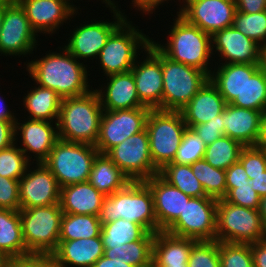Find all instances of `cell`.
Returning <instances> with one entry per match:
<instances>
[{
	"instance_id": "obj_1",
	"label": "cell",
	"mask_w": 266,
	"mask_h": 267,
	"mask_svg": "<svg viewBox=\"0 0 266 267\" xmlns=\"http://www.w3.org/2000/svg\"><path fill=\"white\" fill-rule=\"evenodd\" d=\"M58 48L59 52L49 50L39 59L24 62L27 75L32 82L54 90L62 99L88 93L94 88L88 79L90 67L77 60L64 46Z\"/></svg>"
},
{
	"instance_id": "obj_2",
	"label": "cell",
	"mask_w": 266,
	"mask_h": 267,
	"mask_svg": "<svg viewBox=\"0 0 266 267\" xmlns=\"http://www.w3.org/2000/svg\"><path fill=\"white\" fill-rule=\"evenodd\" d=\"M173 17L166 43L151 39L152 43L171 60L202 70L210 76L214 68L211 35L188 23L178 13Z\"/></svg>"
},
{
	"instance_id": "obj_3",
	"label": "cell",
	"mask_w": 266,
	"mask_h": 267,
	"mask_svg": "<svg viewBox=\"0 0 266 267\" xmlns=\"http://www.w3.org/2000/svg\"><path fill=\"white\" fill-rule=\"evenodd\" d=\"M103 111L94 88L81 96L63 98L57 120L59 139L95 145Z\"/></svg>"
},
{
	"instance_id": "obj_4",
	"label": "cell",
	"mask_w": 266,
	"mask_h": 267,
	"mask_svg": "<svg viewBox=\"0 0 266 267\" xmlns=\"http://www.w3.org/2000/svg\"><path fill=\"white\" fill-rule=\"evenodd\" d=\"M101 223L125 219L157 233V218L151 189L144 181H132L124 189L106 196L99 214Z\"/></svg>"
},
{
	"instance_id": "obj_5",
	"label": "cell",
	"mask_w": 266,
	"mask_h": 267,
	"mask_svg": "<svg viewBox=\"0 0 266 267\" xmlns=\"http://www.w3.org/2000/svg\"><path fill=\"white\" fill-rule=\"evenodd\" d=\"M129 20L126 19L110 35L100 51L97 61L103 76L131 71L136 59L151 42L152 37L143 33L142 29L139 30L138 26Z\"/></svg>"
},
{
	"instance_id": "obj_6",
	"label": "cell",
	"mask_w": 266,
	"mask_h": 267,
	"mask_svg": "<svg viewBox=\"0 0 266 267\" xmlns=\"http://www.w3.org/2000/svg\"><path fill=\"white\" fill-rule=\"evenodd\" d=\"M95 145L59 139L44 165L55 176L60 188L88 181L96 156Z\"/></svg>"
},
{
	"instance_id": "obj_7",
	"label": "cell",
	"mask_w": 266,
	"mask_h": 267,
	"mask_svg": "<svg viewBox=\"0 0 266 267\" xmlns=\"http://www.w3.org/2000/svg\"><path fill=\"white\" fill-rule=\"evenodd\" d=\"M180 111L151 110L146 121L154 167L160 171L172 163L187 129Z\"/></svg>"
},
{
	"instance_id": "obj_8",
	"label": "cell",
	"mask_w": 266,
	"mask_h": 267,
	"mask_svg": "<svg viewBox=\"0 0 266 267\" xmlns=\"http://www.w3.org/2000/svg\"><path fill=\"white\" fill-rule=\"evenodd\" d=\"M20 221L26 249L30 253L52 254L59 245L60 203L20 209Z\"/></svg>"
},
{
	"instance_id": "obj_9",
	"label": "cell",
	"mask_w": 266,
	"mask_h": 267,
	"mask_svg": "<svg viewBox=\"0 0 266 267\" xmlns=\"http://www.w3.org/2000/svg\"><path fill=\"white\" fill-rule=\"evenodd\" d=\"M266 237L259 209L217 201L216 236L218 242L254 243Z\"/></svg>"
},
{
	"instance_id": "obj_10",
	"label": "cell",
	"mask_w": 266,
	"mask_h": 267,
	"mask_svg": "<svg viewBox=\"0 0 266 267\" xmlns=\"http://www.w3.org/2000/svg\"><path fill=\"white\" fill-rule=\"evenodd\" d=\"M163 111H180L209 80L199 69L175 62L162 53Z\"/></svg>"
},
{
	"instance_id": "obj_11",
	"label": "cell",
	"mask_w": 266,
	"mask_h": 267,
	"mask_svg": "<svg viewBox=\"0 0 266 267\" xmlns=\"http://www.w3.org/2000/svg\"><path fill=\"white\" fill-rule=\"evenodd\" d=\"M113 13L112 20L109 19L103 21L93 19L91 22L85 21L82 25L73 28L74 31H71L66 39V44L64 47L72 54L77 60H83V63H86L87 60L90 62V59H98L101 49L106 45V42L110 35L127 19L129 18L124 10L114 9L111 10ZM90 22V23H89ZM86 61V62H85Z\"/></svg>"
},
{
	"instance_id": "obj_12",
	"label": "cell",
	"mask_w": 266,
	"mask_h": 267,
	"mask_svg": "<svg viewBox=\"0 0 266 267\" xmlns=\"http://www.w3.org/2000/svg\"><path fill=\"white\" fill-rule=\"evenodd\" d=\"M217 201L208 196L191 197L183 212L165 231L197 241L215 240Z\"/></svg>"
},
{
	"instance_id": "obj_13",
	"label": "cell",
	"mask_w": 266,
	"mask_h": 267,
	"mask_svg": "<svg viewBox=\"0 0 266 267\" xmlns=\"http://www.w3.org/2000/svg\"><path fill=\"white\" fill-rule=\"evenodd\" d=\"M38 36L18 1L6 5L0 30V56L29 58L27 55H34L33 51L40 45Z\"/></svg>"
},
{
	"instance_id": "obj_14",
	"label": "cell",
	"mask_w": 266,
	"mask_h": 267,
	"mask_svg": "<svg viewBox=\"0 0 266 267\" xmlns=\"http://www.w3.org/2000/svg\"><path fill=\"white\" fill-rule=\"evenodd\" d=\"M107 156L132 181H145L159 171L154 167L146 128L111 148Z\"/></svg>"
},
{
	"instance_id": "obj_15",
	"label": "cell",
	"mask_w": 266,
	"mask_h": 267,
	"mask_svg": "<svg viewBox=\"0 0 266 267\" xmlns=\"http://www.w3.org/2000/svg\"><path fill=\"white\" fill-rule=\"evenodd\" d=\"M148 107L135 109L104 110L96 149L101 154H106L111 148L120 144L131 135L137 134L146 128L149 112Z\"/></svg>"
},
{
	"instance_id": "obj_16",
	"label": "cell",
	"mask_w": 266,
	"mask_h": 267,
	"mask_svg": "<svg viewBox=\"0 0 266 267\" xmlns=\"http://www.w3.org/2000/svg\"><path fill=\"white\" fill-rule=\"evenodd\" d=\"M144 54L146 58L138 57L131 69L138 98L145 107L162 110V52L151 41Z\"/></svg>"
},
{
	"instance_id": "obj_17",
	"label": "cell",
	"mask_w": 266,
	"mask_h": 267,
	"mask_svg": "<svg viewBox=\"0 0 266 267\" xmlns=\"http://www.w3.org/2000/svg\"><path fill=\"white\" fill-rule=\"evenodd\" d=\"M235 0H185L178 13L211 36L233 25Z\"/></svg>"
},
{
	"instance_id": "obj_18",
	"label": "cell",
	"mask_w": 266,
	"mask_h": 267,
	"mask_svg": "<svg viewBox=\"0 0 266 267\" xmlns=\"http://www.w3.org/2000/svg\"><path fill=\"white\" fill-rule=\"evenodd\" d=\"M14 136L31 163H43L59 140L57 122L17 118Z\"/></svg>"
},
{
	"instance_id": "obj_19",
	"label": "cell",
	"mask_w": 266,
	"mask_h": 267,
	"mask_svg": "<svg viewBox=\"0 0 266 267\" xmlns=\"http://www.w3.org/2000/svg\"><path fill=\"white\" fill-rule=\"evenodd\" d=\"M33 166V167H32ZM20 209L53 205L60 202V187L44 163H31L19 180Z\"/></svg>"
},
{
	"instance_id": "obj_20",
	"label": "cell",
	"mask_w": 266,
	"mask_h": 267,
	"mask_svg": "<svg viewBox=\"0 0 266 267\" xmlns=\"http://www.w3.org/2000/svg\"><path fill=\"white\" fill-rule=\"evenodd\" d=\"M211 42L213 58L220 57L216 64H260L262 47L233 26L215 32Z\"/></svg>"
},
{
	"instance_id": "obj_21",
	"label": "cell",
	"mask_w": 266,
	"mask_h": 267,
	"mask_svg": "<svg viewBox=\"0 0 266 267\" xmlns=\"http://www.w3.org/2000/svg\"><path fill=\"white\" fill-rule=\"evenodd\" d=\"M25 9L32 29L36 34L52 37L75 13L64 0H17Z\"/></svg>"
},
{
	"instance_id": "obj_22",
	"label": "cell",
	"mask_w": 266,
	"mask_h": 267,
	"mask_svg": "<svg viewBox=\"0 0 266 267\" xmlns=\"http://www.w3.org/2000/svg\"><path fill=\"white\" fill-rule=\"evenodd\" d=\"M144 182L153 195L157 232L165 231L183 212L191 197L171 185L159 173Z\"/></svg>"
},
{
	"instance_id": "obj_23",
	"label": "cell",
	"mask_w": 266,
	"mask_h": 267,
	"mask_svg": "<svg viewBox=\"0 0 266 267\" xmlns=\"http://www.w3.org/2000/svg\"><path fill=\"white\" fill-rule=\"evenodd\" d=\"M262 111L227 104L223 111L224 135L241 145L257 146L262 132Z\"/></svg>"
},
{
	"instance_id": "obj_24",
	"label": "cell",
	"mask_w": 266,
	"mask_h": 267,
	"mask_svg": "<svg viewBox=\"0 0 266 267\" xmlns=\"http://www.w3.org/2000/svg\"><path fill=\"white\" fill-rule=\"evenodd\" d=\"M105 78L107 82L102 81L100 89L95 88L103 110L115 111L145 107L138 98L131 71L108 75ZM103 82L106 83L103 84Z\"/></svg>"
},
{
	"instance_id": "obj_25",
	"label": "cell",
	"mask_w": 266,
	"mask_h": 267,
	"mask_svg": "<svg viewBox=\"0 0 266 267\" xmlns=\"http://www.w3.org/2000/svg\"><path fill=\"white\" fill-rule=\"evenodd\" d=\"M57 267H92L104 255L101 237L59 240L52 253Z\"/></svg>"
},
{
	"instance_id": "obj_26",
	"label": "cell",
	"mask_w": 266,
	"mask_h": 267,
	"mask_svg": "<svg viewBox=\"0 0 266 267\" xmlns=\"http://www.w3.org/2000/svg\"><path fill=\"white\" fill-rule=\"evenodd\" d=\"M226 105L225 99L209 79L180 112L189 128L192 125L207 123L222 114Z\"/></svg>"
},
{
	"instance_id": "obj_27",
	"label": "cell",
	"mask_w": 266,
	"mask_h": 267,
	"mask_svg": "<svg viewBox=\"0 0 266 267\" xmlns=\"http://www.w3.org/2000/svg\"><path fill=\"white\" fill-rule=\"evenodd\" d=\"M106 196L89 181L60 188V207L63 213L99 216Z\"/></svg>"
},
{
	"instance_id": "obj_28",
	"label": "cell",
	"mask_w": 266,
	"mask_h": 267,
	"mask_svg": "<svg viewBox=\"0 0 266 267\" xmlns=\"http://www.w3.org/2000/svg\"><path fill=\"white\" fill-rule=\"evenodd\" d=\"M196 241L158 231L153 241L152 266H188L191 247Z\"/></svg>"
},
{
	"instance_id": "obj_29",
	"label": "cell",
	"mask_w": 266,
	"mask_h": 267,
	"mask_svg": "<svg viewBox=\"0 0 266 267\" xmlns=\"http://www.w3.org/2000/svg\"><path fill=\"white\" fill-rule=\"evenodd\" d=\"M30 91L23 96L22 102L28 119L57 122L62 98L49 88L31 83ZM36 85V86H35Z\"/></svg>"
},
{
	"instance_id": "obj_30",
	"label": "cell",
	"mask_w": 266,
	"mask_h": 267,
	"mask_svg": "<svg viewBox=\"0 0 266 267\" xmlns=\"http://www.w3.org/2000/svg\"><path fill=\"white\" fill-rule=\"evenodd\" d=\"M231 105L263 113L266 111V78L259 64H245L242 92Z\"/></svg>"
},
{
	"instance_id": "obj_31",
	"label": "cell",
	"mask_w": 266,
	"mask_h": 267,
	"mask_svg": "<svg viewBox=\"0 0 266 267\" xmlns=\"http://www.w3.org/2000/svg\"><path fill=\"white\" fill-rule=\"evenodd\" d=\"M88 181L104 196L124 189L131 182L107 154L101 153L94 160Z\"/></svg>"
},
{
	"instance_id": "obj_32",
	"label": "cell",
	"mask_w": 266,
	"mask_h": 267,
	"mask_svg": "<svg viewBox=\"0 0 266 267\" xmlns=\"http://www.w3.org/2000/svg\"><path fill=\"white\" fill-rule=\"evenodd\" d=\"M0 249L12 258L31 254L24 242L19 211L0 209Z\"/></svg>"
},
{
	"instance_id": "obj_33",
	"label": "cell",
	"mask_w": 266,
	"mask_h": 267,
	"mask_svg": "<svg viewBox=\"0 0 266 267\" xmlns=\"http://www.w3.org/2000/svg\"><path fill=\"white\" fill-rule=\"evenodd\" d=\"M155 233L147 232L140 240L111 249H104V256L123 260L134 267H152Z\"/></svg>"
},
{
	"instance_id": "obj_34",
	"label": "cell",
	"mask_w": 266,
	"mask_h": 267,
	"mask_svg": "<svg viewBox=\"0 0 266 267\" xmlns=\"http://www.w3.org/2000/svg\"><path fill=\"white\" fill-rule=\"evenodd\" d=\"M214 67L209 79L217 87L226 103L231 104L242 92L245 64H215Z\"/></svg>"
},
{
	"instance_id": "obj_35",
	"label": "cell",
	"mask_w": 266,
	"mask_h": 267,
	"mask_svg": "<svg viewBox=\"0 0 266 267\" xmlns=\"http://www.w3.org/2000/svg\"><path fill=\"white\" fill-rule=\"evenodd\" d=\"M99 216L63 213L59 240H77L100 236Z\"/></svg>"
},
{
	"instance_id": "obj_36",
	"label": "cell",
	"mask_w": 266,
	"mask_h": 267,
	"mask_svg": "<svg viewBox=\"0 0 266 267\" xmlns=\"http://www.w3.org/2000/svg\"><path fill=\"white\" fill-rule=\"evenodd\" d=\"M147 231L139 224L125 219L102 224L100 237L104 249H111L140 240Z\"/></svg>"
},
{
	"instance_id": "obj_37",
	"label": "cell",
	"mask_w": 266,
	"mask_h": 267,
	"mask_svg": "<svg viewBox=\"0 0 266 267\" xmlns=\"http://www.w3.org/2000/svg\"><path fill=\"white\" fill-rule=\"evenodd\" d=\"M159 174L190 197L207 196L202 184L193 174L190 165L169 163L159 171Z\"/></svg>"
},
{
	"instance_id": "obj_38",
	"label": "cell",
	"mask_w": 266,
	"mask_h": 267,
	"mask_svg": "<svg viewBox=\"0 0 266 267\" xmlns=\"http://www.w3.org/2000/svg\"><path fill=\"white\" fill-rule=\"evenodd\" d=\"M243 147L238 141L223 135L206 145L203 159L215 168L226 170L239 160Z\"/></svg>"
},
{
	"instance_id": "obj_39",
	"label": "cell",
	"mask_w": 266,
	"mask_h": 267,
	"mask_svg": "<svg viewBox=\"0 0 266 267\" xmlns=\"http://www.w3.org/2000/svg\"><path fill=\"white\" fill-rule=\"evenodd\" d=\"M193 174L202 184L208 197L216 200L223 199L226 195L225 170L211 166L204 159H200L191 165Z\"/></svg>"
},
{
	"instance_id": "obj_40",
	"label": "cell",
	"mask_w": 266,
	"mask_h": 267,
	"mask_svg": "<svg viewBox=\"0 0 266 267\" xmlns=\"http://www.w3.org/2000/svg\"><path fill=\"white\" fill-rule=\"evenodd\" d=\"M232 26L261 47L266 46V10L252 14L236 11Z\"/></svg>"
},
{
	"instance_id": "obj_41",
	"label": "cell",
	"mask_w": 266,
	"mask_h": 267,
	"mask_svg": "<svg viewBox=\"0 0 266 267\" xmlns=\"http://www.w3.org/2000/svg\"><path fill=\"white\" fill-rule=\"evenodd\" d=\"M18 143L0 150V176L20 180L31 162L26 158Z\"/></svg>"
},
{
	"instance_id": "obj_42",
	"label": "cell",
	"mask_w": 266,
	"mask_h": 267,
	"mask_svg": "<svg viewBox=\"0 0 266 267\" xmlns=\"http://www.w3.org/2000/svg\"><path fill=\"white\" fill-rule=\"evenodd\" d=\"M221 267H254L249 243L219 242Z\"/></svg>"
},
{
	"instance_id": "obj_43",
	"label": "cell",
	"mask_w": 266,
	"mask_h": 267,
	"mask_svg": "<svg viewBox=\"0 0 266 267\" xmlns=\"http://www.w3.org/2000/svg\"><path fill=\"white\" fill-rule=\"evenodd\" d=\"M188 267H221L219 242L217 240H198L192 247Z\"/></svg>"
},
{
	"instance_id": "obj_44",
	"label": "cell",
	"mask_w": 266,
	"mask_h": 267,
	"mask_svg": "<svg viewBox=\"0 0 266 267\" xmlns=\"http://www.w3.org/2000/svg\"><path fill=\"white\" fill-rule=\"evenodd\" d=\"M205 149L206 145L203 140L190 128H187L172 163L191 165L204 158Z\"/></svg>"
},
{
	"instance_id": "obj_45",
	"label": "cell",
	"mask_w": 266,
	"mask_h": 267,
	"mask_svg": "<svg viewBox=\"0 0 266 267\" xmlns=\"http://www.w3.org/2000/svg\"><path fill=\"white\" fill-rule=\"evenodd\" d=\"M239 161L248 176H258L266 171V148L245 146L242 148Z\"/></svg>"
},
{
	"instance_id": "obj_46",
	"label": "cell",
	"mask_w": 266,
	"mask_h": 267,
	"mask_svg": "<svg viewBox=\"0 0 266 267\" xmlns=\"http://www.w3.org/2000/svg\"><path fill=\"white\" fill-rule=\"evenodd\" d=\"M223 200L233 205L259 209L261 197L251 188V184L249 183L234 185V188L226 193Z\"/></svg>"
},
{
	"instance_id": "obj_47",
	"label": "cell",
	"mask_w": 266,
	"mask_h": 267,
	"mask_svg": "<svg viewBox=\"0 0 266 267\" xmlns=\"http://www.w3.org/2000/svg\"><path fill=\"white\" fill-rule=\"evenodd\" d=\"M0 209L20 210L19 180L0 176Z\"/></svg>"
},
{
	"instance_id": "obj_48",
	"label": "cell",
	"mask_w": 266,
	"mask_h": 267,
	"mask_svg": "<svg viewBox=\"0 0 266 267\" xmlns=\"http://www.w3.org/2000/svg\"><path fill=\"white\" fill-rule=\"evenodd\" d=\"M189 128L203 140L205 145H209L224 135L223 113L207 123L192 125Z\"/></svg>"
},
{
	"instance_id": "obj_49",
	"label": "cell",
	"mask_w": 266,
	"mask_h": 267,
	"mask_svg": "<svg viewBox=\"0 0 266 267\" xmlns=\"http://www.w3.org/2000/svg\"><path fill=\"white\" fill-rule=\"evenodd\" d=\"M8 267H57V265L52 254L31 253L11 258Z\"/></svg>"
},
{
	"instance_id": "obj_50",
	"label": "cell",
	"mask_w": 266,
	"mask_h": 267,
	"mask_svg": "<svg viewBox=\"0 0 266 267\" xmlns=\"http://www.w3.org/2000/svg\"><path fill=\"white\" fill-rule=\"evenodd\" d=\"M226 173V193L234 188V185L249 184L250 180L245 172L242 163L238 160L233 163L228 169L225 170Z\"/></svg>"
},
{
	"instance_id": "obj_51",
	"label": "cell",
	"mask_w": 266,
	"mask_h": 267,
	"mask_svg": "<svg viewBox=\"0 0 266 267\" xmlns=\"http://www.w3.org/2000/svg\"><path fill=\"white\" fill-rule=\"evenodd\" d=\"M172 0H132L131 1V4L133 6V8H135V10L137 9L138 11H142L141 13L144 14L145 16L146 15H149L150 14H155V11L156 9H158L159 6H163L164 3H167L166 5L168 6V3ZM179 1V7H178V11L176 12L179 13L180 10H181V7L183 5V2H181V0H176L174 2H177Z\"/></svg>"
},
{
	"instance_id": "obj_52",
	"label": "cell",
	"mask_w": 266,
	"mask_h": 267,
	"mask_svg": "<svg viewBox=\"0 0 266 267\" xmlns=\"http://www.w3.org/2000/svg\"><path fill=\"white\" fill-rule=\"evenodd\" d=\"M15 123L16 121L0 120V150L6 149L15 143Z\"/></svg>"
},
{
	"instance_id": "obj_53",
	"label": "cell",
	"mask_w": 266,
	"mask_h": 267,
	"mask_svg": "<svg viewBox=\"0 0 266 267\" xmlns=\"http://www.w3.org/2000/svg\"><path fill=\"white\" fill-rule=\"evenodd\" d=\"M236 11L242 13H257L266 10V0H235Z\"/></svg>"
},
{
	"instance_id": "obj_54",
	"label": "cell",
	"mask_w": 266,
	"mask_h": 267,
	"mask_svg": "<svg viewBox=\"0 0 266 267\" xmlns=\"http://www.w3.org/2000/svg\"><path fill=\"white\" fill-rule=\"evenodd\" d=\"M251 253L254 267H266V237L251 243Z\"/></svg>"
},
{
	"instance_id": "obj_55",
	"label": "cell",
	"mask_w": 266,
	"mask_h": 267,
	"mask_svg": "<svg viewBox=\"0 0 266 267\" xmlns=\"http://www.w3.org/2000/svg\"><path fill=\"white\" fill-rule=\"evenodd\" d=\"M251 188L262 198L266 196V171L258 176H248Z\"/></svg>"
},
{
	"instance_id": "obj_56",
	"label": "cell",
	"mask_w": 266,
	"mask_h": 267,
	"mask_svg": "<svg viewBox=\"0 0 266 267\" xmlns=\"http://www.w3.org/2000/svg\"><path fill=\"white\" fill-rule=\"evenodd\" d=\"M92 267H134L133 265L125 263L122 259H110L104 255L100 257Z\"/></svg>"
},
{
	"instance_id": "obj_57",
	"label": "cell",
	"mask_w": 266,
	"mask_h": 267,
	"mask_svg": "<svg viewBox=\"0 0 266 267\" xmlns=\"http://www.w3.org/2000/svg\"><path fill=\"white\" fill-rule=\"evenodd\" d=\"M2 96L3 95L0 96V120L1 121H17V115L18 114L14 113V112H16V110L15 111H13V110L11 111L8 108L9 106L6 105L7 104L6 100L4 102V98Z\"/></svg>"
},
{
	"instance_id": "obj_58",
	"label": "cell",
	"mask_w": 266,
	"mask_h": 267,
	"mask_svg": "<svg viewBox=\"0 0 266 267\" xmlns=\"http://www.w3.org/2000/svg\"><path fill=\"white\" fill-rule=\"evenodd\" d=\"M66 2V4L75 12V13H79L78 10H80L81 6H77L75 4H73V1L76 2L75 0H64ZM79 1V0H78ZM100 1V0H99ZM103 4H106L105 6L107 8H109V10H114V9H121V6L118 5L117 1L115 0H101ZM120 7V8H119Z\"/></svg>"
},
{
	"instance_id": "obj_59",
	"label": "cell",
	"mask_w": 266,
	"mask_h": 267,
	"mask_svg": "<svg viewBox=\"0 0 266 267\" xmlns=\"http://www.w3.org/2000/svg\"><path fill=\"white\" fill-rule=\"evenodd\" d=\"M258 146L266 148V111L263 113L262 116V132Z\"/></svg>"
},
{
	"instance_id": "obj_60",
	"label": "cell",
	"mask_w": 266,
	"mask_h": 267,
	"mask_svg": "<svg viewBox=\"0 0 266 267\" xmlns=\"http://www.w3.org/2000/svg\"><path fill=\"white\" fill-rule=\"evenodd\" d=\"M259 213L262 217L264 229L266 232V196L261 198Z\"/></svg>"
},
{
	"instance_id": "obj_61",
	"label": "cell",
	"mask_w": 266,
	"mask_h": 267,
	"mask_svg": "<svg viewBox=\"0 0 266 267\" xmlns=\"http://www.w3.org/2000/svg\"><path fill=\"white\" fill-rule=\"evenodd\" d=\"M260 69L263 71L266 78V46L261 48L260 53Z\"/></svg>"
},
{
	"instance_id": "obj_62",
	"label": "cell",
	"mask_w": 266,
	"mask_h": 267,
	"mask_svg": "<svg viewBox=\"0 0 266 267\" xmlns=\"http://www.w3.org/2000/svg\"><path fill=\"white\" fill-rule=\"evenodd\" d=\"M11 258L5 251L0 249V267H8Z\"/></svg>"
},
{
	"instance_id": "obj_63",
	"label": "cell",
	"mask_w": 266,
	"mask_h": 267,
	"mask_svg": "<svg viewBox=\"0 0 266 267\" xmlns=\"http://www.w3.org/2000/svg\"><path fill=\"white\" fill-rule=\"evenodd\" d=\"M6 5L0 4V30H1V25L3 23V15H4V8Z\"/></svg>"
},
{
	"instance_id": "obj_64",
	"label": "cell",
	"mask_w": 266,
	"mask_h": 267,
	"mask_svg": "<svg viewBox=\"0 0 266 267\" xmlns=\"http://www.w3.org/2000/svg\"><path fill=\"white\" fill-rule=\"evenodd\" d=\"M16 1L17 0H0V4L8 5V4L14 3Z\"/></svg>"
},
{
	"instance_id": "obj_65",
	"label": "cell",
	"mask_w": 266,
	"mask_h": 267,
	"mask_svg": "<svg viewBox=\"0 0 266 267\" xmlns=\"http://www.w3.org/2000/svg\"><path fill=\"white\" fill-rule=\"evenodd\" d=\"M153 267H188V266H153Z\"/></svg>"
}]
</instances>
